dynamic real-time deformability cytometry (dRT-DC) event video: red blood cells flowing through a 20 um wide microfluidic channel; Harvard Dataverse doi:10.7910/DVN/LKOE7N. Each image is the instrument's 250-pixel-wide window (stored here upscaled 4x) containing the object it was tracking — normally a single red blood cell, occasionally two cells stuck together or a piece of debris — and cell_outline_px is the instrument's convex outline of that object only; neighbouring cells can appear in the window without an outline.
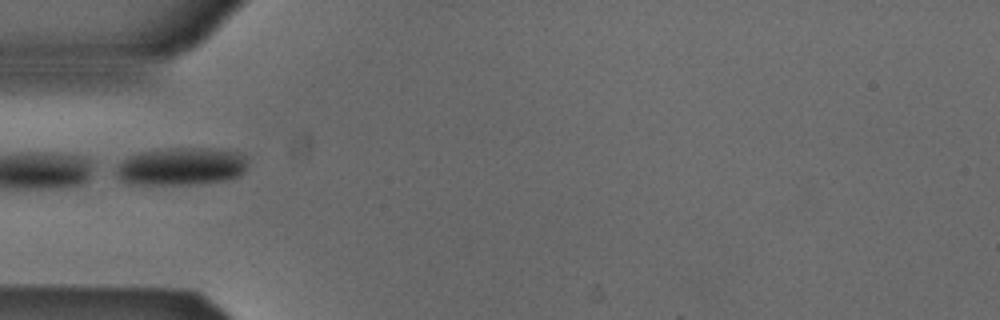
{"species": "Egyptian fruit bat (a non-hibernating species)", "species_latin": "Rousettus aegyptiacus", "temperature_condition": "cold", "stored_images_in_passage": 4, "camera_frame_rate_fps": 3000, "um_per_image_px": 0.085, "animal": {"sex": "male"}, "frame": {"image": 1, "passage_image": 4, "time_ms": 1.0, "image_size_px": [1000, 320], "cell_outline_px": [[248, 164], [244, 172], [240, 176], [224, 180], [188, 184], [132, 184], [120, 180], [116, 172], [116, 168], [124, 160], [140, 152], [172, 148], [220, 148], [240, 152], [248, 156]], "centroid_in_image_um": [15.5, 14.13], "position_along_channel_um": 69.5, "area_um2": 29.02}}